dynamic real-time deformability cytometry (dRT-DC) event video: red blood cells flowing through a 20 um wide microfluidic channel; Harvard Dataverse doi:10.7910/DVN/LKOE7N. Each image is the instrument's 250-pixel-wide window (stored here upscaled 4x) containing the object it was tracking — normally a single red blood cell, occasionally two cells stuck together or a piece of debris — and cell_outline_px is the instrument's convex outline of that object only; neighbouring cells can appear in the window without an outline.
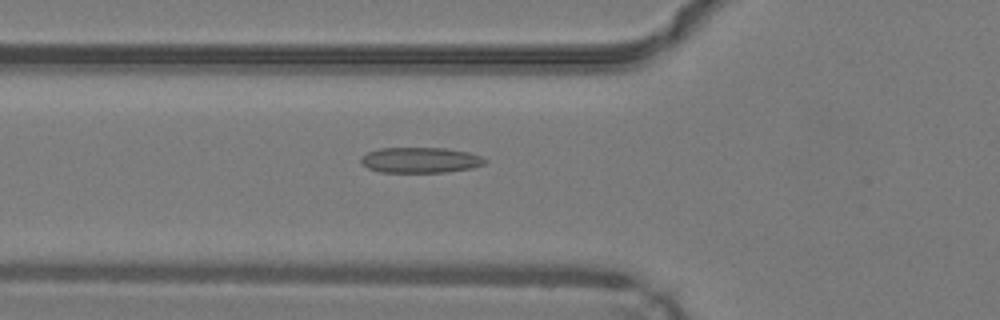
{"species": "common noctule bat (a hibernating species)", "species_latin": "Nyctalus noctula", "temperature_condition": "warm", "stored_images_in_passage": 40, "camera_frame_rate_fps": 3000, "um_per_image_px": 0.085, "animal": {"sex": "male", "body_mass_g": 19.2, "forearm_length_mm": 51.8}, "frame": {"image": 1, "passage_image": 9, "time_ms": 2.667, "image_size_px": [1000, 320], "cell_outline_px": [[488, 160], [484, 164], [472, 168], [444, 172], [380, 172], [368, 168], [360, 164], [360, 156], [368, 152], [380, 148], [444, 148], [468, 152], [480, 156]], "centroid_in_image_um": [35.69, 13.61], "position_along_channel_um": 90.1, "area_um2": 18.5}}
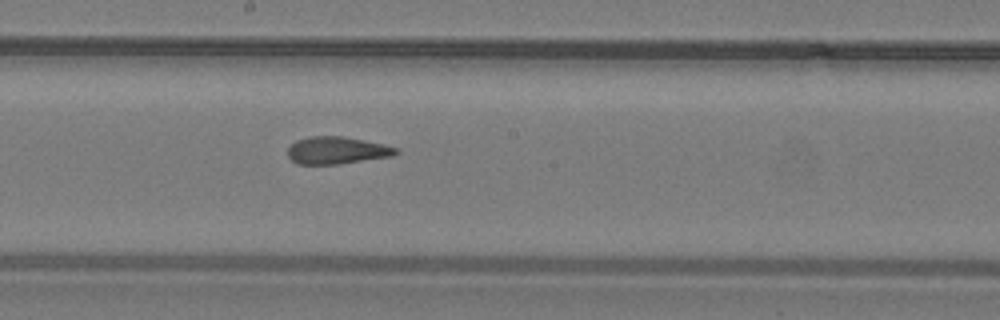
{"frame": {"image": 2, "passage_image": 18, "time_ms": 5.667, "image_size_px": [1000, 320], "cell_outline_px": [[400, 152], [392, 156], [340, 164], [296, 164], [288, 156], [288, 148], [296, 140], [308, 136], [344, 136], [384, 144], [400, 148]], "centroid_in_image_um": [28.66, 12.78], "position_along_channel_um": 219.5, "area_um2": 17.4}}
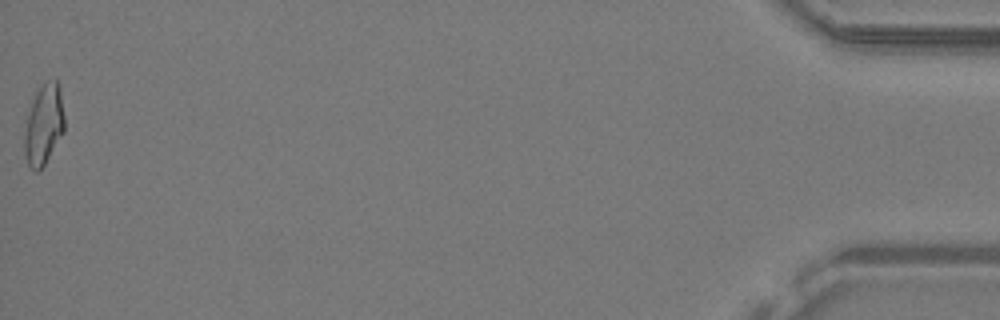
{"frame": {"image": 3, "passage_image": 40, "time_ms": 13.0, "image_size_px": [1000, 320], "cell_outline_px": [[64, 132], [44, 164], [36, 172], [28, 164], [24, 156], [24, 132], [28, 116], [36, 92], [44, 80], [56, 80], [60, 84], [64, 116]], "centroid_in_image_um": [3.73, 10.56], "position_along_channel_um": 431.5, "area_um2": 18.67}, "authors_computed_cell_mechanics": {"area_um2": 17.918, "velocity_mm_per_s": 4.2915, "shape_relaxation_time_tau1_ms": null, "shape_relaxation_time_tau2_ms": 1.8408, "deformation_change_tau1": null, "deformation_change_tau2": 0.1071}}